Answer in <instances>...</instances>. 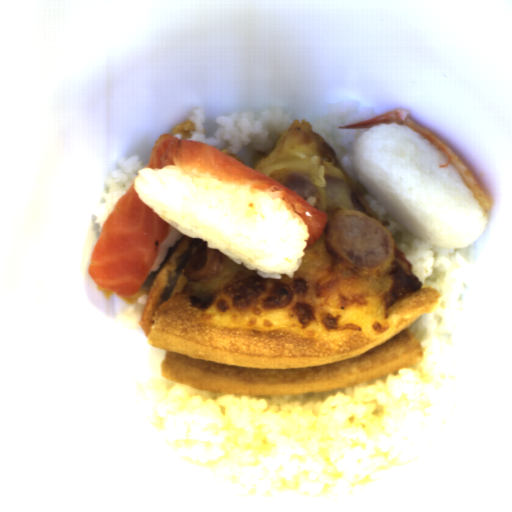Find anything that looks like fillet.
Segmentation results:
<instances>
[{
  "label": "fillet",
  "mask_w": 512,
  "mask_h": 512,
  "mask_svg": "<svg viewBox=\"0 0 512 512\" xmlns=\"http://www.w3.org/2000/svg\"><path fill=\"white\" fill-rule=\"evenodd\" d=\"M145 167L155 171L173 167L192 178L212 176L214 180L226 185L248 184L250 193L263 191L274 201L282 200L286 210L298 215L307 225L309 237L304 240V250L320 240L327 227L328 214L309 204L293 189L209 143L164 133L155 140Z\"/></svg>",
  "instance_id": "e2c912f1"
},
{
  "label": "fillet",
  "mask_w": 512,
  "mask_h": 512,
  "mask_svg": "<svg viewBox=\"0 0 512 512\" xmlns=\"http://www.w3.org/2000/svg\"><path fill=\"white\" fill-rule=\"evenodd\" d=\"M169 235L170 225L140 199L133 180L102 225L87 275L101 288L133 297Z\"/></svg>",
  "instance_id": "25842a12"
}]
</instances>
